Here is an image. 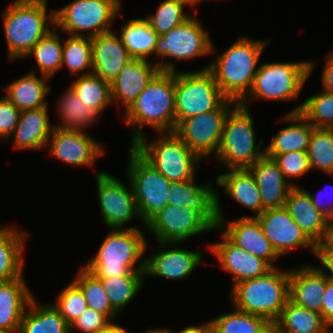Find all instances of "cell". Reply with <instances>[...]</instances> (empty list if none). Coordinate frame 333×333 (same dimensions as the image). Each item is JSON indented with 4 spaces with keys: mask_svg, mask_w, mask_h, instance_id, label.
Returning a JSON list of instances; mask_svg holds the SVG:
<instances>
[{
    "mask_svg": "<svg viewBox=\"0 0 333 333\" xmlns=\"http://www.w3.org/2000/svg\"><path fill=\"white\" fill-rule=\"evenodd\" d=\"M180 243H160L155 254L145 258L144 277H162L172 280H183L193 273L201 263L202 254L199 251H189L179 248ZM171 249H165L167 247ZM178 246V247H177Z\"/></svg>",
    "mask_w": 333,
    "mask_h": 333,
    "instance_id": "obj_21",
    "label": "cell"
},
{
    "mask_svg": "<svg viewBox=\"0 0 333 333\" xmlns=\"http://www.w3.org/2000/svg\"><path fill=\"white\" fill-rule=\"evenodd\" d=\"M269 40L240 36L230 47L207 65L218 88L239 103L250 91L258 70V61ZM257 67V68H256Z\"/></svg>",
    "mask_w": 333,
    "mask_h": 333,
    "instance_id": "obj_2",
    "label": "cell"
},
{
    "mask_svg": "<svg viewBox=\"0 0 333 333\" xmlns=\"http://www.w3.org/2000/svg\"><path fill=\"white\" fill-rule=\"evenodd\" d=\"M144 235L141 228L111 229L97 254L82 267L96 278H113L128 275L131 271H145L143 256L148 244Z\"/></svg>",
    "mask_w": 333,
    "mask_h": 333,
    "instance_id": "obj_3",
    "label": "cell"
},
{
    "mask_svg": "<svg viewBox=\"0 0 333 333\" xmlns=\"http://www.w3.org/2000/svg\"><path fill=\"white\" fill-rule=\"evenodd\" d=\"M158 36L145 18L129 19L119 34L130 56L133 59L143 60L155 55Z\"/></svg>",
    "mask_w": 333,
    "mask_h": 333,
    "instance_id": "obj_35",
    "label": "cell"
},
{
    "mask_svg": "<svg viewBox=\"0 0 333 333\" xmlns=\"http://www.w3.org/2000/svg\"><path fill=\"white\" fill-rule=\"evenodd\" d=\"M94 333H131V332L125 327L116 324L114 321H111L105 327L98 329Z\"/></svg>",
    "mask_w": 333,
    "mask_h": 333,
    "instance_id": "obj_55",
    "label": "cell"
},
{
    "mask_svg": "<svg viewBox=\"0 0 333 333\" xmlns=\"http://www.w3.org/2000/svg\"><path fill=\"white\" fill-rule=\"evenodd\" d=\"M69 86L81 102L91 108L99 117L105 108L113 104L110 82L93 73L78 76Z\"/></svg>",
    "mask_w": 333,
    "mask_h": 333,
    "instance_id": "obj_37",
    "label": "cell"
},
{
    "mask_svg": "<svg viewBox=\"0 0 333 333\" xmlns=\"http://www.w3.org/2000/svg\"><path fill=\"white\" fill-rule=\"evenodd\" d=\"M280 122L291 123L280 129L265 147V155H280L294 151L307 152L315 129L300 113H287Z\"/></svg>",
    "mask_w": 333,
    "mask_h": 333,
    "instance_id": "obj_31",
    "label": "cell"
},
{
    "mask_svg": "<svg viewBox=\"0 0 333 333\" xmlns=\"http://www.w3.org/2000/svg\"><path fill=\"white\" fill-rule=\"evenodd\" d=\"M307 153L311 170L333 175V129L315 128Z\"/></svg>",
    "mask_w": 333,
    "mask_h": 333,
    "instance_id": "obj_44",
    "label": "cell"
},
{
    "mask_svg": "<svg viewBox=\"0 0 333 333\" xmlns=\"http://www.w3.org/2000/svg\"><path fill=\"white\" fill-rule=\"evenodd\" d=\"M284 207L315 245L321 241L332 223L314 207L309 191L300 186H294L290 190Z\"/></svg>",
    "mask_w": 333,
    "mask_h": 333,
    "instance_id": "obj_26",
    "label": "cell"
},
{
    "mask_svg": "<svg viewBox=\"0 0 333 333\" xmlns=\"http://www.w3.org/2000/svg\"><path fill=\"white\" fill-rule=\"evenodd\" d=\"M57 30L49 31L26 55L25 58L36 59L39 73L49 78L53 77L61 69L63 44Z\"/></svg>",
    "mask_w": 333,
    "mask_h": 333,
    "instance_id": "obj_39",
    "label": "cell"
},
{
    "mask_svg": "<svg viewBox=\"0 0 333 333\" xmlns=\"http://www.w3.org/2000/svg\"><path fill=\"white\" fill-rule=\"evenodd\" d=\"M250 110L237 103L226 116L215 160L226 169H248L265 155L263 140L256 143ZM263 149V150H262Z\"/></svg>",
    "mask_w": 333,
    "mask_h": 333,
    "instance_id": "obj_6",
    "label": "cell"
},
{
    "mask_svg": "<svg viewBox=\"0 0 333 333\" xmlns=\"http://www.w3.org/2000/svg\"><path fill=\"white\" fill-rule=\"evenodd\" d=\"M279 333H332L320 313L297 306L290 300L274 323Z\"/></svg>",
    "mask_w": 333,
    "mask_h": 333,
    "instance_id": "obj_34",
    "label": "cell"
},
{
    "mask_svg": "<svg viewBox=\"0 0 333 333\" xmlns=\"http://www.w3.org/2000/svg\"><path fill=\"white\" fill-rule=\"evenodd\" d=\"M77 278L72 280L84 294L89 308L104 314L110 321L119 313L111 306L101 281L84 267H80Z\"/></svg>",
    "mask_w": 333,
    "mask_h": 333,
    "instance_id": "obj_43",
    "label": "cell"
},
{
    "mask_svg": "<svg viewBox=\"0 0 333 333\" xmlns=\"http://www.w3.org/2000/svg\"><path fill=\"white\" fill-rule=\"evenodd\" d=\"M314 66L315 63L312 61L264 62L258 66L252 87L239 104L249 108V97L261 101L298 99Z\"/></svg>",
    "mask_w": 333,
    "mask_h": 333,
    "instance_id": "obj_7",
    "label": "cell"
},
{
    "mask_svg": "<svg viewBox=\"0 0 333 333\" xmlns=\"http://www.w3.org/2000/svg\"><path fill=\"white\" fill-rule=\"evenodd\" d=\"M18 333H70V326L53 304H39L34 297L22 317Z\"/></svg>",
    "mask_w": 333,
    "mask_h": 333,
    "instance_id": "obj_33",
    "label": "cell"
},
{
    "mask_svg": "<svg viewBox=\"0 0 333 333\" xmlns=\"http://www.w3.org/2000/svg\"><path fill=\"white\" fill-rule=\"evenodd\" d=\"M54 124H51L46 107L20 112L18 123L12 133L13 147L17 150H42L46 148Z\"/></svg>",
    "mask_w": 333,
    "mask_h": 333,
    "instance_id": "obj_27",
    "label": "cell"
},
{
    "mask_svg": "<svg viewBox=\"0 0 333 333\" xmlns=\"http://www.w3.org/2000/svg\"><path fill=\"white\" fill-rule=\"evenodd\" d=\"M124 122L131 126V145L142 136V128L149 126L157 133L174 132L175 72L159 71L142 93L124 111Z\"/></svg>",
    "mask_w": 333,
    "mask_h": 333,
    "instance_id": "obj_1",
    "label": "cell"
},
{
    "mask_svg": "<svg viewBox=\"0 0 333 333\" xmlns=\"http://www.w3.org/2000/svg\"><path fill=\"white\" fill-rule=\"evenodd\" d=\"M96 183L104 224L110 229H139L137 226L123 227L134 217H138L142 223L131 184L127 187V184L105 171L97 173Z\"/></svg>",
    "mask_w": 333,
    "mask_h": 333,
    "instance_id": "obj_13",
    "label": "cell"
},
{
    "mask_svg": "<svg viewBox=\"0 0 333 333\" xmlns=\"http://www.w3.org/2000/svg\"><path fill=\"white\" fill-rule=\"evenodd\" d=\"M175 71L176 126L191 116L218 109L228 98L218 88L207 66L197 71Z\"/></svg>",
    "mask_w": 333,
    "mask_h": 333,
    "instance_id": "obj_10",
    "label": "cell"
},
{
    "mask_svg": "<svg viewBox=\"0 0 333 333\" xmlns=\"http://www.w3.org/2000/svg\"><path fill=\"white\" fill-rule=\"evenodd\" d=\"M214 333H263L271 323L264 317L235 309L210 320Z\"/></svg>",
    "mask_w": 333,
    "mask_h": 333,
    "instance_id": "obj_41",
    "label": "cell"
},
{
    "mask_svg": "<svg viewBox=\"0 0 333 333\" xmlns=\"http://www.w3.org/2000/svg\"><path fill=\"white\" fill-rule=\"evenodd\" d=\"M170 61L150 63L149 60L131 59L110 83L112 103L117 107L121 103L125 111L159 71H176L175 64Z\"/></svg>",
    "mask_w": 333,
    "mask_h": 333,
    "instance_id": "obj_17",
    "label": "cell"
},
{
    "mask_svg": "<svg viewBox=\"0 0 333 333\" xmlns=\"http://www.w3.org/2000/svg\"><path fill=\"white\" fill-rule=\"evenodd\" d=\"M290 270L273 268L261 277L235 284L231 290L234 308L258 315L274 324L289 300Z\"/></svg>",
    "mask_w": 333,
    "mask_h": 333,
    "instance_id": "obj_5",
    "label": "cell"
},
{
    "mask_svg": "<svg viewBox=\"0 0 333 333\" xmlns=\"http://www.w3.org/2000/svg\"><path fill=\"white\" fill-rule=\"evenodd\" d=\"M263 333H279L275 324H271Z\"/></svg>",
    "mask_w": 333,
    "mask_h": 333,
    "instance_id": "obj_59",
    "label": "cell"
},
{
    "mask_svg": "<svg viewBox=\"0 0 333 333\" xmlns=\"http://www.w3.org/2000/svg\"><path fill=\"white\" fill-rule=\"evenodd\" d=\"M195 182L196 177L187 181H169L168 204L190 207L216 228V191L211 182L203 185H196Z\"/></svg>",
    "mask_w": 333,
    "mask_h": 333,
    "instance_id": "obj_22",
    "label": "cell"
},
{
    "mask_svg": "<svg viewBox=\"0 0 333 333\" xmlns=\"http://www.w3.org/2000/svg\"><path fill=\"white\" fill-rule=\"evenodd\" d=\"M171 331L172 333H214L210 320H208L205 323H202L201 325L199 324V325L187 326L178 332L177 331L175 332V330Z\"/></svg>",
    "mask_w": 333,
    "mask_h": 333,
    "instance_id": "obj_54",
    "label": "cell"
},
{
    "mask_svg": "<svg viewBox=\"0 0 333 333\" xmlns=\"http://www.w3.org/2000/svg\"><path fill=\"white\" fill-rule=\"evenodd\" d=\"M111 321L94 309L87 307L86 310L70 325V333L78 330L83 333H94L105 327Z\"/></svg>",
    "mask_w": 333,
    "mask_h": 333,
    "instance_id": "obj_48",
    "label": "cell"
},
{
    "mask_svg": "<svg viewBox=\"0 0 333 333\" xmlns=\"http://www.w3.org/2000/svg\"><path fill=\"white\" fill-rule=\"evenodd\" d=\"M333 189L332 187L330 188V190ZM323 188L320 193H318L315 196H313L310 192V198L312 200V203L314 204V207L320 211L323 215H325L332 223H333V201L331 200V202L329 204H331L329 206V204H326L327 206H325L323 203V197L327 195L328 190ZM333 193V190H331ZM330 195V194H329Z\"/></svg>",
    "mask_w": 333,
    "mask_h": 333,
    "instance_id": "obj_52",
    "label": "cell"
},
{
    "mask_svg": "<svg viewBox=\"0 0 333 333\" xmlns=\"http://www.w3.org/2000/svg\"><path fill=\"white\" fill-rule=\"evenodd\" d=\"M121 5V0H73L54 10V27L68 35L92 38L112 31Z\"/></svg>",
    "mask_w": 333,
    "mask_h": 333,
    "instance_id": "obj_9",
    "label": "cell"
},
{
    "mask_svg": "<svg viewBox=\"0 0 333 333\" xmlns=\"http://www.w3.org/2000/svg\"><path fill=\"white\" fill-rule=\"evenodd\" d=\"M157 134L150 142L143 135L132 146L169 181L195 178L202 160L174 132Z\"/></svg>",
    "mask_w": 333,
    "mask_h": 333,
    "instance_id": "obj_8",
    "label": "cell"
},
{
    "mask_svg": "<svg viewBox=\"0 0 333 333\" xmlns=\"http://www.w3.org/2000/svg\"><path fill=\"white\" fill-rule=\"evenodd\" d=\"M323 90L333 93V50L329 52L325 59L322 70Z\"/></svg>",
    "mask_w": 333,
    "mask_h": 333,
    "instance_id": "obj_53",
    "label": "cell"
},
{
    "mask_svg": "<svg viewBox=\"0 0 333 333\" xmlns=\"http://www.w3.org/2000/svg\"><path fill=\"white\" fill-rule=\"evenodd\" d=\"M187 5V7L191 6L192 8L197 6L201 2V0H179Z\"/></svg>",
    "mask_w": 333,
    "mask_h": 333,
    "instance_id": "obj_58",
    "label": "cell"
},
{
    "mask_svg": "<svg viewBox=\"0 0 333 333\" xmlns=\"http://www.w3.org/2000/svg\"><path fill=\"white\" fill-rule=\"evenodd\" d=\"M326 289V270L314 265L290 269L289 300L321 314Z\"/></svg>",
    "mask_w": 333,
    "mask_h": 333,
    "instance_id": "obj_23",
    "label": "cell"
},
{
    "mask_svg": "<svg viewBox=\"0 0 333 333\" xmlns=\"http://www.w3.org/2000/svg\"><path fill=\"white\" fill-rule=\"evenodd\" d=\"M29 235L16 225L0 227V282L23 276V251Z\"/></svg>",
    "mask_w": 333,
    "mask_h": 333,
    "instance_id": "obj_30",
    "label": "cell"
},
{
    "mask_svg": "<svg viewBox=\"0 0 333 333\" xmlns=\"http://www.w3.org/2000/svg\"><path fill=\"white\" fill-rule=\"evenodd\" d=\"M248 170L255 178L264 211L284 207L290 190L297 185L286 179L278 164L264 155Z\"/></svg>",
    "mask_w": 333,
    "mask_h": 333,
    "instance_id": "obj_24",
    "label": "cell"
},
{
    "mask_svg": "<svg viewBox=\"0 0 333 333\" xmlns=\"http://www.w3.org/2000/svg\"><path fill=\"white\" fill-rule=\"evenodd\" d=\"M321 316L323 320L333 328V280L326 273V289L322 296Z\"/></svg>",
    "mask_w": 333,
    "mask_h": 333,
    "instance_id": "obj_50",
    "label": "cell"
},
{
    "mask_svg": "<svg viewBox=\"0 0 333 333\" xmlns=\"http://www.w3.org/2000/svg\"><path fill=\"white\" fill-rule=\"evenodd\" d=\"M207 29L192 15L183 24L159 35L156 43L157 58L186 61L211 55L215 50ZM211 53V54H210Z\"/></svg>",
    "mask_w": 333,
    "mask_h": 333,
    "instance_id": "obj_14",
    "label": "cell"
},
{
    "mask_svg": "<svg viewBox=\"0 0 333 333\" xmlns=\"http://www.w3.org/2000/svg\"><path fill=\"white\" fill-rule=\"evenodd\" d=\"M221 239L210 244L208 249L218 259L223 271L232 276V287L241 281L264 276L273 269L267 261L235 245L223 232Z\"/></svg>",
    "mask_w": 333,
    "mask_h": 333,
    "instance_id": "obj_20",
    "label": "cell"
},
{
    "mask_svg": "<svg viewBox=\"0 0 333 333\" xmlns=\"http://www.w3.org/2000/svg\"><path fill=\"white\" fill-rule=\"evenodd\" d=\"M49 79L44 75L40 78L35 71H29L5 86V97L20 111L46 107L48 103L45 99L51 90L47 84Z\"/></svg>",
    "mask_w": 333,
    "mask_h": 333,
    "instance_id": "obj_32",
    "label": "cell"
},
{
    "mask_svg": "<svg viewBox=\"0 0 333 333\" xmlns=\"http://www.w3.org/2000/svg\"><path fill=\"white\" fill-rule=\"evenodd\" d=\"M219 193L216 192V216L218 227L213 230L223 232L235 245L254 256L267 261L273 268H276L275 260L280 256L272 247L269 240L263 233L262 227L257 218L240 217L226 222L222 212Z\"/></svg>",
    "mask_w": 333,
    "mask_h": 333,
    "instance_id": "obj_16",
    "label": "cell"
},
{
    "mask_svg": "<svg viewBox=\"0 0 333 333\" xmlns=\"http://www.w3.org/2000/svg\"><path fill=\"white\" fill-rule=\"evenodd\" d=\"M289 113H300L314 128L333 129V93L314 94Z\"/></svg>",
    "mask_w": 333,
    "mask_h": 333,
    "instance_id": "obj_42",
    "label": "cell"
},
{
    "mask_svg": "<svg viewBox=\"0 0 333 333\" xmlns=\"http://www.w3.org/2000/svg\"><path fill=\"white\" fill-rule=\"evenodd\" d=\"M316 257L318 259H333V223L330 224L327 232L316 245Z\"/></svg>",
    "mask_w": 333,
    "mask_h": 333,
    "instance_id": "obj_51",
    "label": "cell"
},
{
    "mask_svg": "<svg viewBox=\"0 0 333 333\" xmlns=\"http://www.w3.org/2000/svg\"><path fill=\"white\" fill-rule=\"evenodd\" d=\"M48 0H14L3 11V27L10 61L25 58L55 24Z\"/></svg>",
    "mask_w": 333,
    "mask_h": 333,
    "instance_id": "obj_4",
    "label": "cell"
},
{
    "mask_svg": "<svg viewBox=\"0 0 333 333\" xmlns=\"http://www.w3.org/2000/svg\"><path fill=\"white\" fill-rule=\"evenodd\" d=\"M64 93L57 103V115L61 123L54 124V127L64 130H84L99 120V116L81 102L71 87Z\"/></svg>",
    "mask_w": 333,
    "mask_h": 333,
    "instance_id": "obj_36",
    "label": "cell"
},
{
    "mask_svg": "<svg viewBox=\"0 0 333 333\" xmlns=\"http://www.w3.org/2000/svg\"><path fill=\"white\" fill-rule=\"evenodd\" d=\"M65 66L75 76L92 73L91 37L68 35L64 39L61 70Z\"/></svg>",
    "mask_w": 333,
    "mask_h": 333,
    "instance_id": "obj_40",
    "label": "cell"
},
{
    "mask_svg": "<svg viewBox=\"0 0 333 333\" xmlns=\"http://www.w3.org/2000/svg\"><path fill=\"white\" fill-rule=\"evenodd\" d=\"M185 6L187 5L179 0H164L159 4L157 11L145 19L158 35H164L192 16L184 12Z\"/></svg>",
    "mask_w": 333,
    "mask_h": 333,
    "instance_id": "obj_45",
    "label": "cell"
},
{
    "mask_svg": "<svg viewBox=\"0 0 333 333\" xmlns=\"http://www.w3.org/2000/svg\"><path fill=\"white\" fill-rule=\"evenodd\" d=\"M126 173L137 203L140 219L146 226L168 205L169 180L156 170L132 145Z\"/></svg>",
    "mask_w": 333,
    "mask_h": 333,
    "instance_id": "obj_11",
    "label": "cell"
},
{
    "mask_svg": "<svg viewBox=\"0 0 333 333\" xmlns=\"http://www.w3.org/2000/svg\"><path fill=\"white\" fill-rule=\"evenodd\" d=\"M216 183L223 187L227 196L254 213V216L242 217L256 218L264 212L255 178L248 169H228L218 175Z\"/></svg>",
    "mask_w": 333,
    "mask_h": 333,
    "instance_id": "obj_29",
    "label": "cell"
},
{
    "mask_svg": "<svg viewBox=\"0 0 333 333\" xmlns=\"http://www.w3.org/2000/svg\"><path fill=\"white\" fill-rule=\"evenodd\" d=\"M145 271H131L128 275L119 277L98 278L111 306L121 314L124 308L138 294L143 287Z\"/></svg>",
    "mask_w": 333,
    "mask_h": 333,
    "instance_id": "obj_38",
    "label": "cell"
},
{
    "mask_svg": "<svg viewBox=\"0 0 333 333\" xmlns=\"http://www.w3.org/2000/svg\"><path fill=\"white\" fill-rule=\"evenodd\" d=\"M84 130H64L54 127L48 140L51 157L72 166H92L105 154L103 145Z\"/></svg>",
    "mask_w": 333,
    "mask_h": 333,
    "instance_id": "obj_18",
    "label": "cell"
},
{
    "mask_svg": "<svg viewBox=\"0 0 333 333\" xmlns=\"http://www.w3.org/2000/svg\"><path fill=\"white\" fill-rule=\"evenodd\" d=\"M53 305L69 326L88 307L84 294L73 281L61 290Z\"/></svg>",
    "mask_w": 333,
    "mask_h": 333,
    "instance_id": "obj_46",
    "label": "cell"
},
{
    "mask_svg": "<svg viewBox=\"0 0 333 333\" xmlns=\"http://www.w3.org/2000/svg\"><path fill=\"white\" fill-rule=\"evenodd\" d=\"M91 40L92 73L111 83L133 58L113 30L92 37Z\"/></svg>",
    "mask_w": 333,
    "mask_h": 333,
    "instance_id": "obj_25",
    "label": "cell"
},
{
    "mask_svg": "<svg viewBox=\"0 0 333 333\" xmlns=\"http://www.w3.org/2000/svg\"><path fill=\"white\" fill-rule=\"evenodd\" d=\"M33 298L24 275L0 282V330L18 333L22 317Z\"/></svg>",
    "mask_w": 333,
    "mask_h": 333,
    "instance_id": "obj_28",
    "label": "cell"
},
{
    "mask_svg": "<svg viewBox=\"0 0 333 333\" xmlns=\"http://www.w3.org/2000/svg\"><path fill=\"white\" fill-rule=\"evenodd\" d=\"M237 104L227 99L218 109L180 121L174 133L202 161L216 155L221 143L223 126L229 111Z\"/></svg>",
    "mask_w": 333,
    "mask_h": 333,
    "instance_id": "obj_12",
    "label": "cell"
},
{
    "mask_svg": "<svg viewBox=\"0 0 333 333\" xmlns=\"http://www.w3.org/2000/svg\"><path fill=\"white\" fill-rule=\"evenodd\" d=\"M143 333H172V331L169 329H163V328H158V329H153V328H148V329H146V331L145 332H143Z\"/></svg>",
    "mask_w": 333,
    "mask_h": 333,
    "instance_id": "obj_57",
    "label": "cell"
},
{
    "mask_svg": "<svg viewBox=\"0 0 333 333\" xmlns=\"http://www.w3.org/2000/svg\"><path fill=\"white\" fill-rule=\"evenodd\" d=\"M160 243H182L214 228L190 207L166 205L146 226Z\"/></svg>",
    "mask_w": 333,
    "mask_h": 333,
    "instance_id": "obj_15",
    "label": "cell"
},
{
    "mask_svg": "<svg viewBox=\"0 0 333 333\" xmlns=\"http://www.w3.org/2000/svg\"><path fill=\"white\" fill-rule=\"evenodd\" d=\"M256 218L279 256L298 247L307 248L316 256V245L305 235L285 207L265 210Z\"/></svg>",
    "mask_w": 333,
    "mask_h": 333,
    "instance_id": "obj_19",
    "label": "cell"
},
{
    "mask_svg": "<svg viewBox=\"0 0 333 333\" xmlns=\"http://www.w3.org/2000/svg\"><path fill=\"white\" fill-rule=\"evenodd\" d=\"M20 112L5 96L0 97V139L5 140L11 137Z\"/></svg>",
    "mask_w": 333,
    "mask_h": 333,
    "instance_id": "obj_49",
    "label": "cell"
},
{
    "mask_svg": "<svg viewBox=\"0 0 333 333\" xmlns=\"http://www.w3.org/2000/svg\"><path fill=\"white\" fill-rule=\"evenodd\" d=\"M322 263V268L326 270L328 278L333 280V259H319ZM329 270V272H327Z\"/></svg>",
    "mask_w": 333,
    "mask_h": 333,
    "instance_id": "obj_56",
    "label": "cell"
},
{
    "mask_svg": "<svg viewBox=\"0 0 333 333\" xmlns=\"http://www.w3.org/2000/svg\"><path fill=\"white\" fill-rule=\"evenodd\" d=\"M272 158L279 166L286 179L302 177L311 170L308 153L294 151L280 155H265Z\"/></svg>",
    "mask_w": 333,
    "mask_h": 333,
    "instance_id": "obj_47",
    "label": "cell"
}]
</instances>
